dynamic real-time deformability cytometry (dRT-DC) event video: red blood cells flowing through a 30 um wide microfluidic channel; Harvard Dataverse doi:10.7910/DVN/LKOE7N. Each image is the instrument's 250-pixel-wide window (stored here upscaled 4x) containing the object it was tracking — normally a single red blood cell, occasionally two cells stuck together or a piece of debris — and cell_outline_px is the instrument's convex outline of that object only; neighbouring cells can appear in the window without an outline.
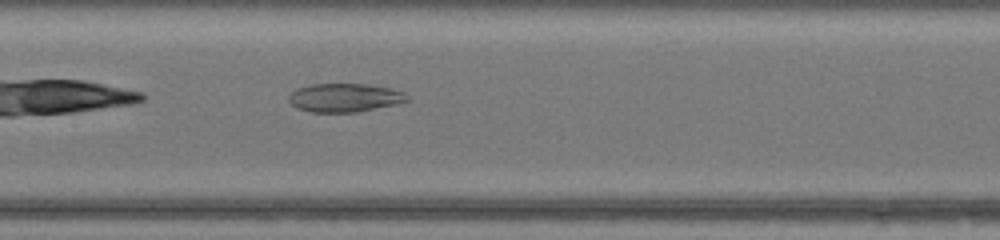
{"species": "common noctule bat (a hibernating species)", "species_latin": "Nyctalus noctula", "temperature_condition": "warm", "stored_images_in_passage": 17, "camera_frame_rate_fps": 3000, "um_per_image_px": 0.085, "animal": {"sex": "female", "body_mass_g": 17.0, "forearm_length_mm": 48.0}, "frame": {"image": 1, "passage_image": 10, "time_ms": 3.0, "image_size_px": [1000, 240], "cell_outline_px": [[408, 100], [392, 104], [356, 112], [312, 112], [296, 108], [288, 100], [288, 96], [296, 88], [312, 84], [368, 84], [392, 88], [404, 92], [408, 96]], "centroid_in_image_um": [29.25, 8.29], "position_along_channel_um": 178.1, "area_um2": 19.54}}